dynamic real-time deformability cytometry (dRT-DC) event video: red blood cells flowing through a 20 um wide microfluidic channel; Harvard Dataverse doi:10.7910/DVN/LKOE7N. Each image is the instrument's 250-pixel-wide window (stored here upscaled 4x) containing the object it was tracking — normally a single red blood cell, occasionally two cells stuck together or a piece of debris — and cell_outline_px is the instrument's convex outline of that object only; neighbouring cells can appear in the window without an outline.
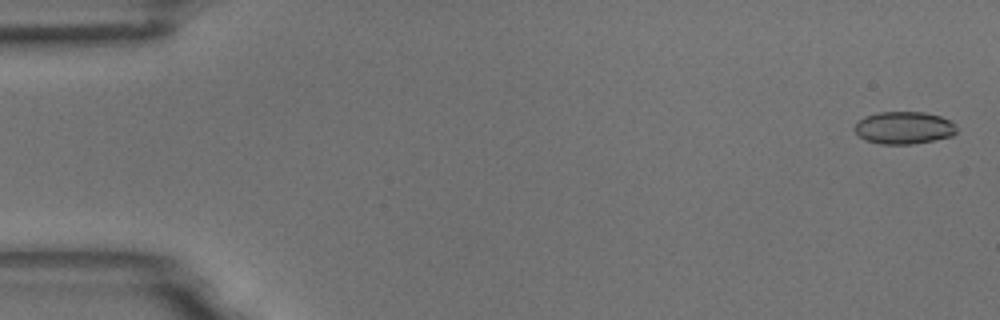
{"species": "common noctule bat (a hibernating species)", "species_latin": "Nyctalus noctula", "temperature_condition": "room temperature", "stored_images_in_passage": 8, "camera_frame_rate_fps": 3000, "um_per_image_px": 0.085, "animal": {"sex": "male", "body_mass_g": 18.8}, "frame": {"image": 1, "passage_image": 1, "time_ms": 0.0, "image_size_px": [1000, 320], "cell_outline_px": [[956, 132], [952, 136], [912, 144], [880, 144], [868, 140], [860, 136], [856, 132], [856, 124], [864, 116], [880, 112], [924, 112], [940, 116], [956, 124]], "centroid_in_image_um": [76.86, 10.85], "position_along_channel_um": 8.1, "area_um2": 19.02}}
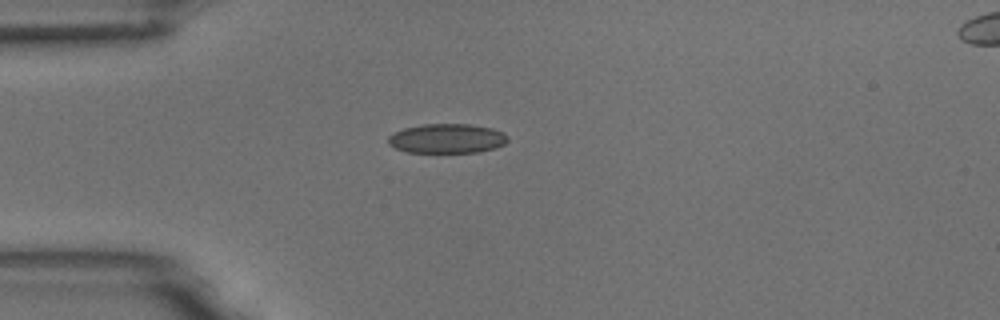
{"frame": {"image": 2, "passage_image": 5, "time_ms": 1.333, "image_size_px": [1000, 320], "cell_outline_px": [[508, 140], [504, 144], [496, 148], [480, 152], [408, 152], [396, 148], [388, 144], [388, 136], [392, 132], [404, 128], [424, 124], [468, 124], [492, 128], [504, 132], [508, 136]], "centroid_in_image_um": [38.0, 11.77], "position_along_channel_um": 47.0, "area_um2": 20.63}}